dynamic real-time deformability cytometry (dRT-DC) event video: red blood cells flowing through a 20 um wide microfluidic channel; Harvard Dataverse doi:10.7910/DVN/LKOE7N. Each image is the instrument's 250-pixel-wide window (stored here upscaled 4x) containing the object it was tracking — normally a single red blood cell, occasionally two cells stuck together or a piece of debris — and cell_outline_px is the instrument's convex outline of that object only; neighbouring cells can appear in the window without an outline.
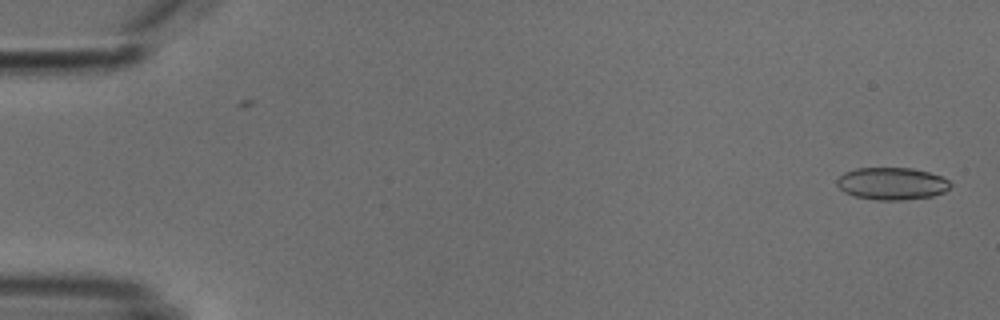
{"species": "common noctule bat (a hibernating species)", "species_latin": "Nyctalus noctula", "temperature_condition": "cold", "stored_images_in_passage": 52, "camera_frame_rate_fps": 3000, "um_per_image_px": 0.085, "animal": {"sex": "male", "body_mass_g": 18.8}, "frame": {"image": 1, "passage_image": 1, "time_ms": 0.0, "image_size_px": [1000, 320], "cell_outline_px": [[952, 184], [944, 192], [932, 196], [904, 200], [876, 200], [856, 196], [844, 192], [836, 184], [836, 180], [844, 172], [856, 168], [912, 168], [928, 172], [940, 176], [948, 180]], "centroid_in_image_um": [75.8, 15.6], "position_along_channel_um": 9.2, "area_um2": 21.33}}
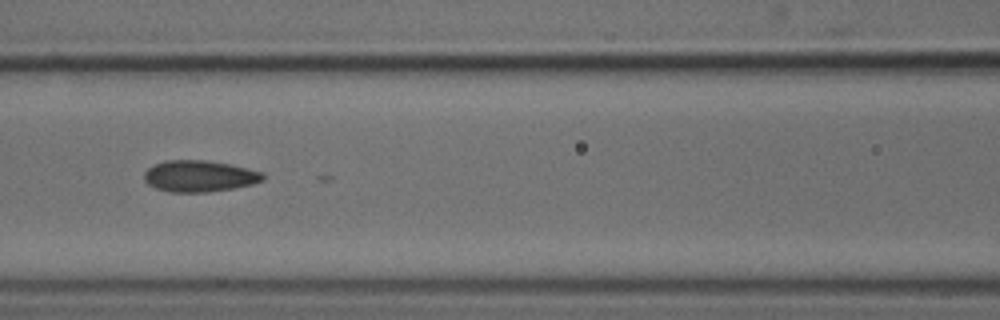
{"frame": {"image": 2, "passage_image": 23, "time_ms": 7.333, "image_size_px": [1000, 320], "cell_outline_px": [[264, 180], [252, 184], [232, 188], [208, 192], [168, 192], [156, 188], [148, 184], [144, 180], [144, 172], [148, 168], [164, 160], [204, 160], [228, 164], [264, 172]], "centroid_in_image_um": [16.93, 14.97], "position_along_channel_um": 149.7, "area_um2": 21.68}}
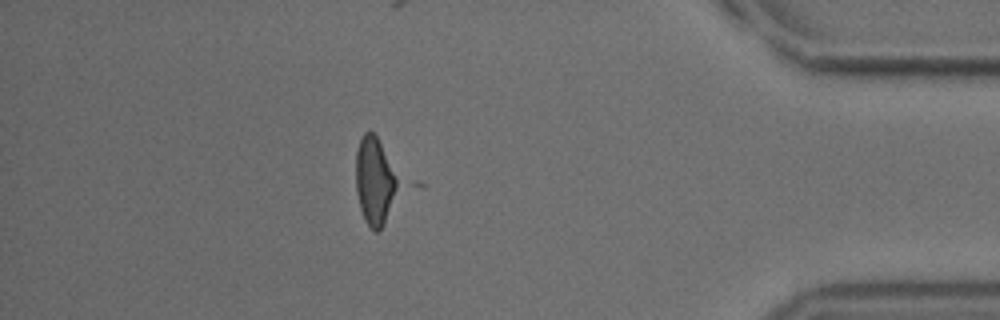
{"frame": {"image": 3, "passage_image": 46, "time_ms": 15.0, "image_size_px": [1000, 320], "cell_outline_px": [[404, 184], [384, 224], [376, 232], [364, 220], [360, 208], [356, 192], [356, 152], [360, 140], [364, 132], [372, 132], [376, 136]], "centroid_in_image_um": [31.92, 15.42], "position_along_channel_um": 403.3, "area_um2": 22.2}, "authors_computed_cell_mechanics": {"area_um2": 21.5883, "velocity_mm_per_s": 3.8299, "shape_relaxation_time_tau1_ms": 9.6366, "shape_relaxation_time_tau2_ms": 1.607, "deformation_change_tau1": 0.1704, "deformation_change_tau2": 0.0665}}